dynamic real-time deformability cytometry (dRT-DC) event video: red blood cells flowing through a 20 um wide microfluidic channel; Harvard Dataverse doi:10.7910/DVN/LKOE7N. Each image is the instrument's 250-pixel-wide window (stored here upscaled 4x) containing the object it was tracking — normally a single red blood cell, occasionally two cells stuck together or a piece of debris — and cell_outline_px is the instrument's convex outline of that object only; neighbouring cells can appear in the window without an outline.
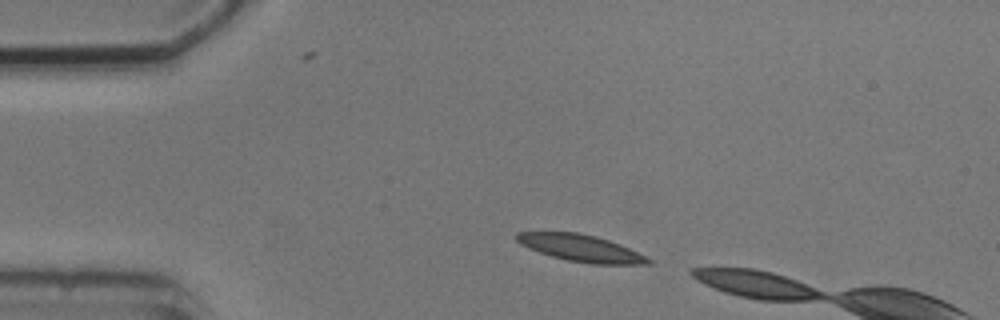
{"species": "common noctule bat (a hibernating species)", "species_latin": "Nyctalus noctula", "temperature_condition": "cold", "stored_images_in_passage": 2, "camera_frame_rate_fps": 3000, "um_per_image_px": 0.085, "animal": {"sex": "male", "body_mass_g": 20.5, "forearm_length_mm": 52.5}, "frame": {"image": 1, "passage_image": 1, "time_ms": 0.0, "image_size_px": [1000, 320], "cell_outline_px": [[652, 264], [592, 264], [568, 260], [552, 256], [540, 252], [520, 244], [516, 240], [516, 232], [576, 232], [596, 236], [620, 244], [652, 260]], "centroid_in_image_um": [49.36, 21.08], "position_along_channel_um": 35.6, "area_um2": 20.29}}